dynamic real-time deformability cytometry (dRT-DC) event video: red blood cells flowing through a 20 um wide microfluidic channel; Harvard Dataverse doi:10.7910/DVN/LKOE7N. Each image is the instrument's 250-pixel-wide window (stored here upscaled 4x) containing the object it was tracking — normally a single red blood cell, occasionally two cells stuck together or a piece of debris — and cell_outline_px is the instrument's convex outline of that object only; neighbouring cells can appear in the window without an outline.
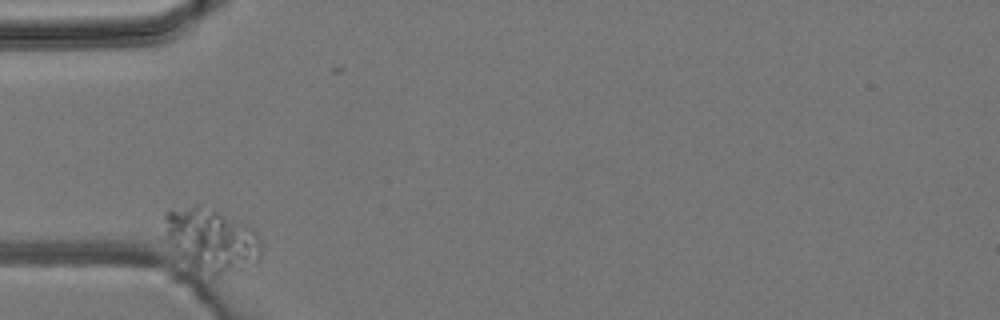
{"species": "common noctule bat (a hibernating species)", "species_latin": "Nyctalus noctula", "temperature_condition": "room temperature", "stored_images_in_passage": 2, "camera_frame_rate_fps": 3000, "um_per_image_px": 0.085, "animal": {"sex": "male", "body_mass_g": 19.2, "forearm_length_mm": 51.8}, "frame": {"image": 1, "passage_image": 1, "time_ms": 0.0, "image_size_px": [1000, 320], "cell_outline_px": [[260, 260], [256, 272], [220, 276], [212, 276], [196, 268], [180, 256], [168, 240], [164, 216], [164, 212], [196, 204], [220, 212], [248, 224], [256, 232], [260, 240]], "centroid_in_image_um": [18.12, 20.47], "position_along_channel_um": 66.9, "area_um2": 36.47}}
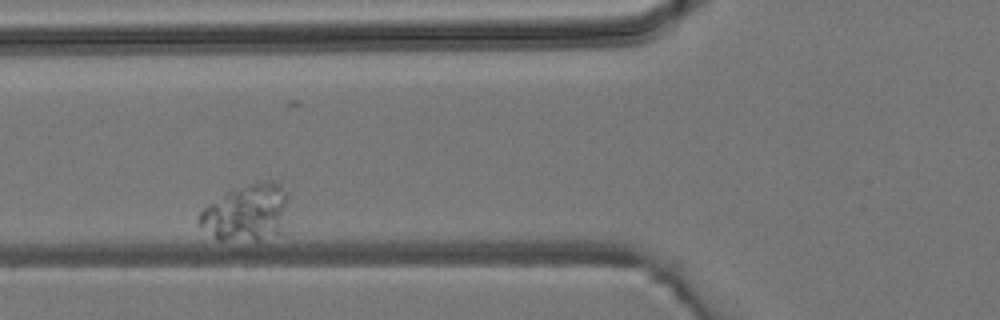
{"frame": {"image": 2, "passage_image": 2, "time_ms": 1.333, "image_size_px": [1000, 320], "cell_outline_px": [[288, 200], [280, 232], [256, 240], [216, 240], [196, 224], [196, 216], [208, 204], [228, 192], [264, 180], [272, 180], [280, 184], [288, 192]], "centroid_in_image_um": [20.9, 18.08], "position_along_channel_um": 104.9, "area_um2": 29.3}}